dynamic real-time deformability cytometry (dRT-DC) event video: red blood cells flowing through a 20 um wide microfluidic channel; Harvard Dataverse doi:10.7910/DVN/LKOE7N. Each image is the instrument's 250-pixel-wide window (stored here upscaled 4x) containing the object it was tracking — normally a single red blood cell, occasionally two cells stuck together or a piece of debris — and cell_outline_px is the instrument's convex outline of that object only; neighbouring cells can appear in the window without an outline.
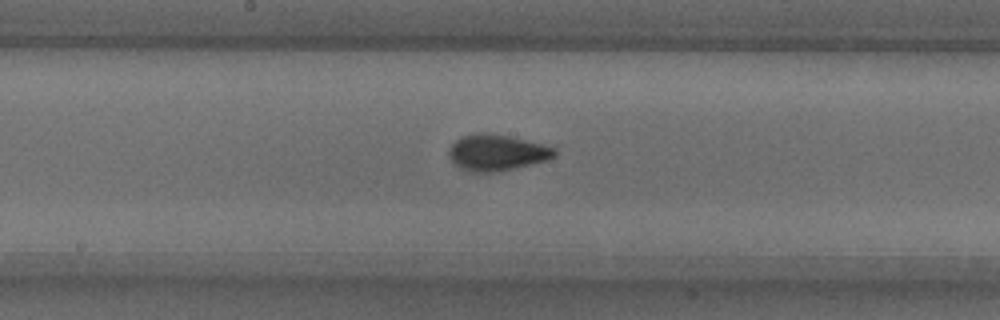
{"species": "common noctule bat (a hibernating species)", "species_latin": "Nyctalus noctula", "temperature_condition": "warm", "stored_images_in_passage": 52, "camera_frame_rate_fps": 3000, "um_per_image_px": 0.085, "animal": {"sex": "male", "body_mass_g": 18.8}, "frame": {"image": 1, "passage_image": 26, "time_ms": 8.333, "image_size_px": [1000, 320], "cell_outline_px": [[556, 156], [548, 160], [496, 172], [468, 172], [460, 168], [448, 156], [448, 152], [452, 144], [460, 136], [476, 132], [484, 132], [508, 136], [556, 148]], "centroid_in_image_um": [42.2, 12.97], "position_along_channel_um": 206.0, "area_um2": 22.2}}
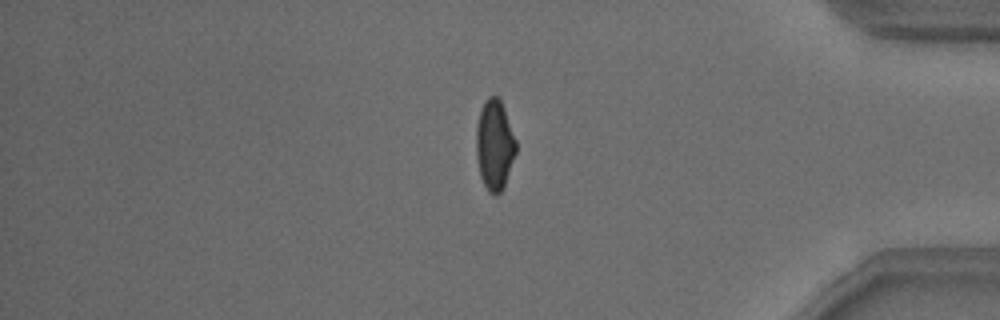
{"frame": {"image": 2, "passage_image": 43, "time_ms": 14.0, "image_size_px": [1000, 320], "cell_outline_px": [[516, 152], [504, 184], [500, 192], [496, 196], [492, 196], [488, 192], [480, 176], [476, 156], [476, 128], [480, 112], [488, 96], [496, 96], [500, 100], [504, 108], [516, 140]], "centroid_in_image_um": [42.03, 12.34], "position_along_channel_um": 393.2, "area_um2": 20.69}}
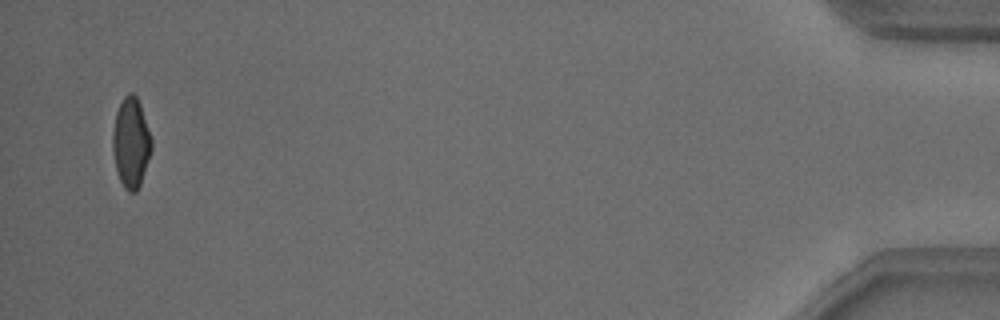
{"frame": {"image": 3, "passage_image": 50, "time_ms": 16.333, "image_size_px": [1000, 320], "cell_outline_px": [[152, 148], [140, 184], [136, 192], [128, 192], [124, 188], [120, 180], [116, 168], [112, 148], [112, 132], [116, 112], [124, 96], [128, 92], [132, 92], [136, 96], [140, 104], [152, 140]], "centroid_in_image_um": [11.12, 12.12], "position_along_channel_um": 424.1, "area_um2": 20.23}, "authors_computed_cell_mechanics": {"area_um2": 20.8658, "velocity_mm_per_s": 3.8416, "shape_relaxation_time_tau1_ms": 4.7463, "shape_relaxation_time_tau2_ms": 0.9791, "deformation_change_tau1": 0.1347, "deformation_change_tau2": 0.0606}}